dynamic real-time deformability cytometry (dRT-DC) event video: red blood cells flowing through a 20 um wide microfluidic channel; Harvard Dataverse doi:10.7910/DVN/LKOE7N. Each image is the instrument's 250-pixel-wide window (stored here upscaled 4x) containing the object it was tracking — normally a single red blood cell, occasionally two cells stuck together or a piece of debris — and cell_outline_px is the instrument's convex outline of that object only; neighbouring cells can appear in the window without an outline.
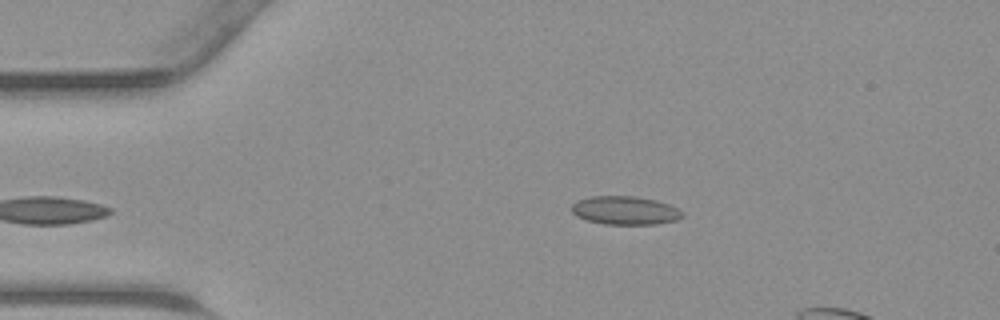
{"species": "common noctule bat (a hibernating species)", "species_latin": "Nyctalus noctula", "temperature_condition": "warm", "stored_images_in_passage": 6, "camera_frame_rate_fps": 3000, "um_per_image_px": 0.085, "animal": {"sex": "male", "body_mass_g": 23.1, "forearm_length_mm": 52.7}, "frame": {"image": 1, "passage_image": 1, "time_ms": 0.0, "image_size_px": [1000, 320], "cell_outline_px": [[684, 216], [676, 220], [656, 224], [604, 224], [588, 220], [576, 216], [572, 212], [572, 204], [576, 200], [592, 196], [632, 196], [656, 200], [668, 204], [684, 212]], "centroid_in_image_um": [53.13, 17.88], "position_along_channel_um": 31.9, "area_um2": 18.32}}